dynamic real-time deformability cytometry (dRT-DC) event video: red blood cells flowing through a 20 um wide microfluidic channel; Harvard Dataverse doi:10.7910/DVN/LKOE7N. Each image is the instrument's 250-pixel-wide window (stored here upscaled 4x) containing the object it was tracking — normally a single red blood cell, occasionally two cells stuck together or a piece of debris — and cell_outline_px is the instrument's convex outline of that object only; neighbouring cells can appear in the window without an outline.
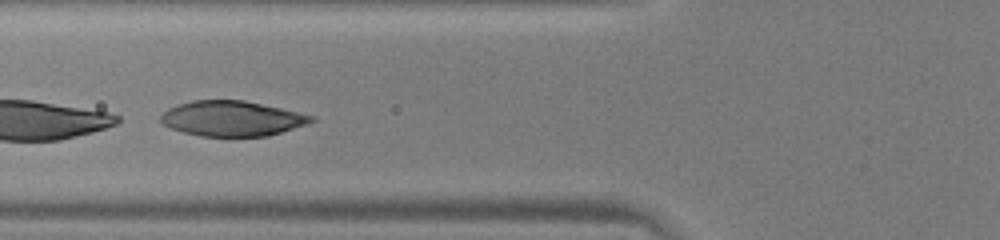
{"species": "human", "species_latin": "Homo sapiens", "temperature_condition": "warm", "stored_images_in_passage": 43, "segment_of_instrument_passage": [2, 2], "camera_frame_rate_fps": 3000, "um_per_image_px": 0.085, "donor": {"sex": "male"}, "frame": {"image": 1, "passage_image": 13, "time_ms": 4.0, "image_size_px": [1000, 240], "cell_outline_px": [[316, 120], [268, 136], [200, 136], [184, 132], [172, 128], [164, 124], [160, 120], [160, 116], [168, 108], [192, 100], [244, 100], [316, 116]], "centroid_in_image_um": [19.71, 10.07], "position_along_channel_um": 106.1, "area_um2": 30.52}}
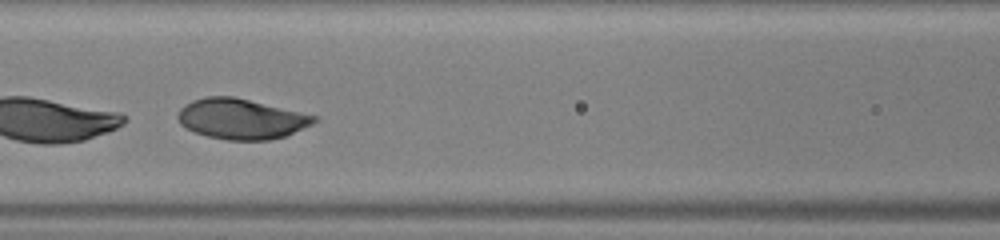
{"frame": {"image": 2, "passage_image": 16, "time_ms": 5.0, "image_size_px": [1000, 240], "cell_outline_px": [[320, 120], [312, 124], [284, 136], [268, 140], [228, 140], [208, 136], [196, 132], [180, 124], [176, 116], [180, 108], [184, 104], [192, 100], [204, 96], [232, 96], [320, 116]], "centroid_in_image_um": [20.51, 10.09], "position_along_channel_um": 146.1, "area_um2": 32.08}}